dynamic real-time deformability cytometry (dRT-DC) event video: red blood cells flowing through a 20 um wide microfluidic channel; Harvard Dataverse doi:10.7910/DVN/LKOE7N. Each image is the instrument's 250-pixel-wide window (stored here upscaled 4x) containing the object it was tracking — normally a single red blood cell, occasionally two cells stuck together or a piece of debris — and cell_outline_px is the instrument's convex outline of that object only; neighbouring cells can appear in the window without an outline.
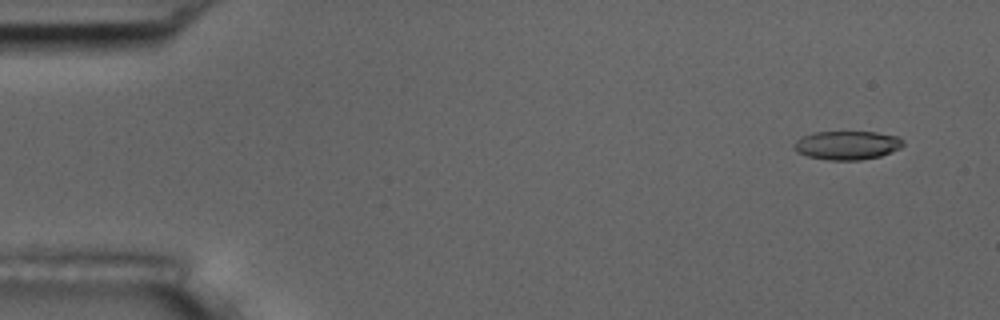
{"species": "common noctule bat (a hibernating species)", "species_latin": "Nyctalus noctula", "temperature_condition": "room temperature", "stored_images_in_passage": 7, "camera_frame_rate_fps": 3000, "um_per_image_px": 0.085, "animal": {"sex": "male", "body_mass_g": 17.5, "forearm_length_mm": 52.3}, "frame": {"image": 1, "passage_image": 1, "time_ms": 0.0, "image_size_px": [1000, 320], "cell_outline_px": [[904, 144], [900, 148], [880, 156], [860, 160], [828, 160], [808, 156], [796, 152], [796, 140], [800, 136], [812, 132], [876, 132], [900, 136], [904, 140]], "centroid_in_image_um": [72.03, 12.33], "position_along_channel_um": 13.0, "area_um2": 18.32}}
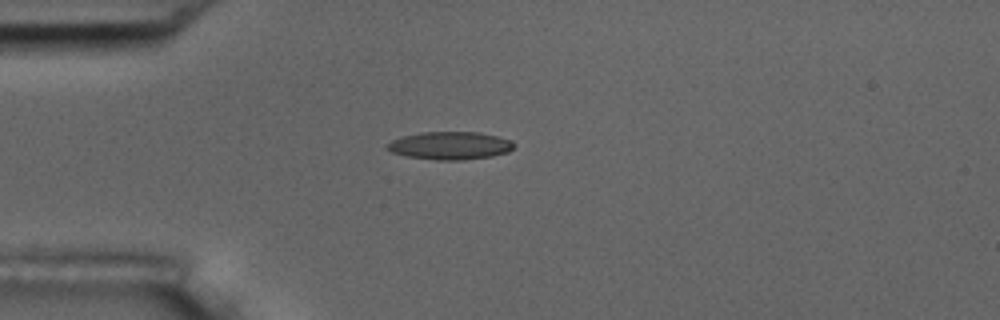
{"frame": {"image": 2, "passage_image": 4, "time_ms": 3.667, "image_size_px": [1000, 320], "cell_outline_px": [[516, 144], [508, 152], [492, 156], [460, 160], [436, 160], [408, 156], [392, 152], [384, 144], [400, 136], [420, 132], [480, 132], [512, 140]], "centroid_in_image_um": [38.25, 12.36], "position_along_channel_um": 46.7, "area_um2": 20.63}}